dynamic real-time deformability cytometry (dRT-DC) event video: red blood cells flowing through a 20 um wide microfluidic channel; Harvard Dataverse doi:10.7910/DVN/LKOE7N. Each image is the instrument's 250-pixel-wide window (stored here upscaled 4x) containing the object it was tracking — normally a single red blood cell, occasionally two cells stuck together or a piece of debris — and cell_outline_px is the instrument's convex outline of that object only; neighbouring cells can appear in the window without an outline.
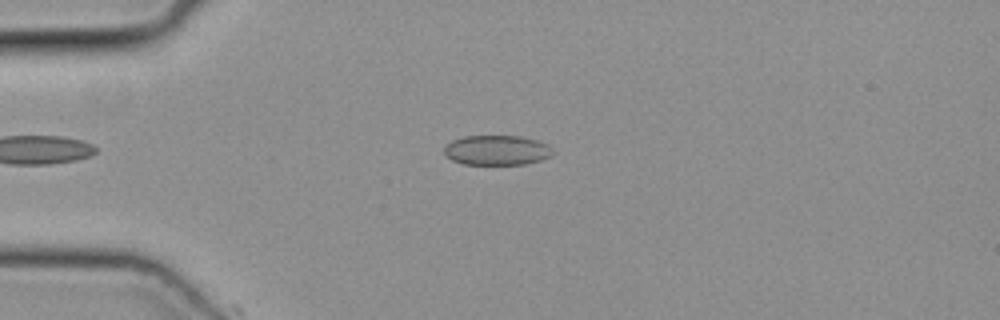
{"species": "common noctule bat (a hibernating species)", "species_latin": "Nyctalus noctula", "temperature_condition": "cold", "stored_images_in_passage": 11, "camera_frame_rate_fps": 3000, "um_per_image_px": 0.085, "animal": {"sex": "female", "body_mass_g": 19.3, "forearm_length_mm": 54.1}, "frame": {"image": 1, "passage_image": 8, "time_ms": 2.333, "image_size_px": [1000, 320], "cell_outline_px": [[552, 156], [540, 160], [524, 164], [464, 164], [452, 160], [444, 156], [444, 148], [452, 140], [464, 136], [520, 136], [536, 140], [548, 144], [552, 148]], "centroid_in_image_um": [42.22, 12.76], "position_along_channel_um": 42.8, "area_um2": 18.9}}